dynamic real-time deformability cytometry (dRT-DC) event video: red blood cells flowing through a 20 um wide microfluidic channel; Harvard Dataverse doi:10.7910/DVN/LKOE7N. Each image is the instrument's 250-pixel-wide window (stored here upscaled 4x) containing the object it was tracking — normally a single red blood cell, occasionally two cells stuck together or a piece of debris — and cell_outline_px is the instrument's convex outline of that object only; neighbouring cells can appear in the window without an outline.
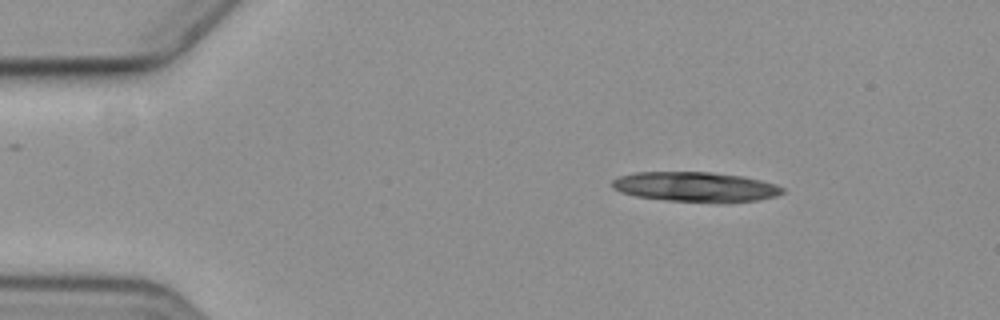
{"species": "common noctule bat (a hibernating species)", "species_latin": "Nyctalus noctula", "temperature_condition": "cold", "stored_images_in_passage": 5, "camera_frame_rate_fps": 3000, "um_per_image_px": 0.085, "animal": {"sex": "female", "body_mass_g": 19.3, "forearm_length_mm": 54.1}, "frame": {"image": 1, "passage_image": 2, "time_ms": 1.333, "image_size_px": [1000, 320], "cell_outline_px": [[784, 192], [776, 196], [756, 200], [668, 200], [636, 196], [620, 192], [612, 188], [612, 180], [620, 176], [636, 172], [712, 172], [744, 176], [776, 184], [784, 188]], "centroid_in_image_um": [59.08, 15.84], "position_along_channel_um": 25.9, "area_um2": 28.73}}